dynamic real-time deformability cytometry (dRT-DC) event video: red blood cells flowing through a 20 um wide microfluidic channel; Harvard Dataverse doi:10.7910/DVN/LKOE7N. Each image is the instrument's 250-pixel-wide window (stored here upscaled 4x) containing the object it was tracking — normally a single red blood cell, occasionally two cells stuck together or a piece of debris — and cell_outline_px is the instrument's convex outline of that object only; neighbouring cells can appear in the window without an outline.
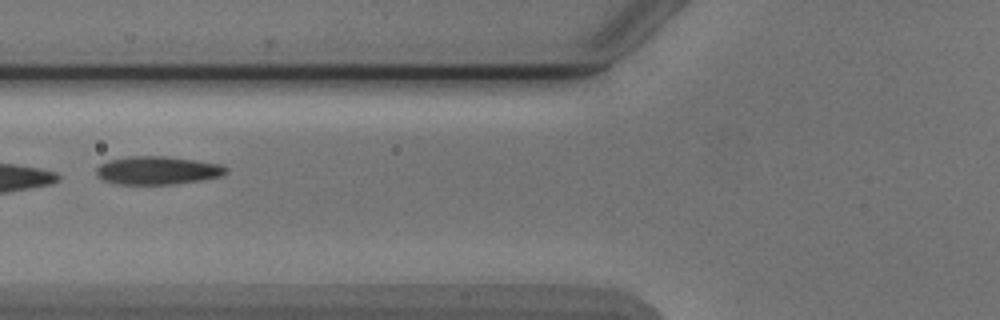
{"species": "Egyptian fruit bat (a non-hibernating species)", "species_latin": "Rousettus aegyptiacus", "temperature_condition": "cold", "stored_images_in_passage": 2, "camera_frame_rate_fps": 3000, "um_per_image_px": 0.085, "animal": {"sex": "male"}, "frame": {"image": 1, "passage_image": 2, "time_ms": 2.0, "image_size_px": [1000, 320], "cell_outline_px": [[228, 172], [224, 176], [204, 180], [172, 184], [116, 184], [104, 180], [96, 172], [96, 168], [100, 164], [108, 160], [128, 156], [164, 156], [196, 160], [220, 164], [228, 168]], "centroid_in_image_um": [13.44, 14.48], "position_along_channel_um": 112.4, "area_um2": 21.44}}